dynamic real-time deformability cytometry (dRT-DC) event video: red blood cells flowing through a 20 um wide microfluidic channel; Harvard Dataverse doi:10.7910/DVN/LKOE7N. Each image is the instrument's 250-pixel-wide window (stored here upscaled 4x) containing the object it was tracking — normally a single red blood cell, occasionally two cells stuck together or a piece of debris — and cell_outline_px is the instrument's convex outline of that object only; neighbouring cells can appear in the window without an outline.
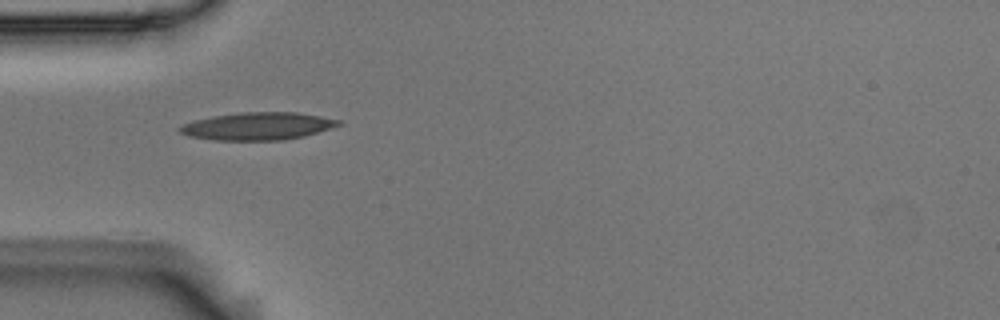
{"species": "Egyptian fruit bat (a non-hibernating species)", "species_latin": "Rousettus aegyptiacus", "temperature_condition": "room temperature", "stored_images_in_passage": 7, "camera_frame_rate_fps": 3000, "um_per_image_px": 0.085, "animal": {"sex": "male"}, "frame": {"image": 1, "passage_image": 1, "time_ms": 0.0, "image_size_px": [1000, 320], "cell_outline_px": [[344, 124], [304, 136], [284, 140], [212, 140], [188, 136], [180, 132], [176, 128], [184, 124], [196, 120], [212, 116], [240, 112], [296, 112], [344, 120]], "centroid_in_image_um": [21.94, 10.72], "position_along_channel_um": 63.1, "area_um2": 25.66}}
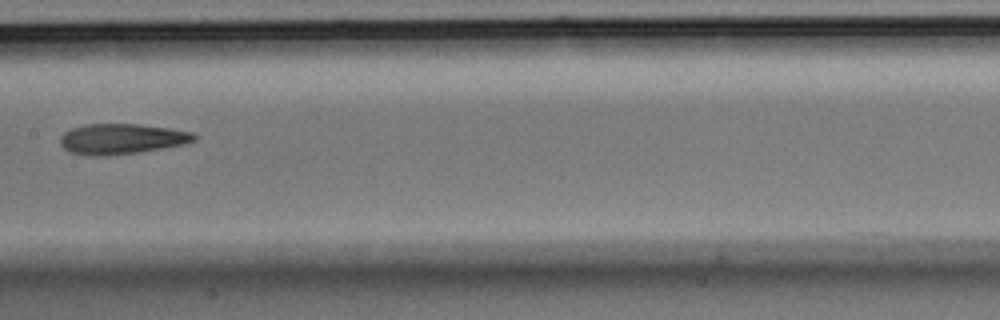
{"frame": {"image": 2, "passage_image": 4, "time_ms": 1.0, "image_size_px": [1000, 320], "cell_outline_px": [[200, 136], [196, 140], [184, 144], [136, 152], [104, 156], [92, 156], [68, 152], [60, 144], [60, 136], [64, 132], [72, 128], [84, 124], [140, 124], [168, 128], [192, 132]], "centroid_in_image_um": [10.32, 11.8], "position_along_channel_um": 197.1, "area_um2": 23.76}}
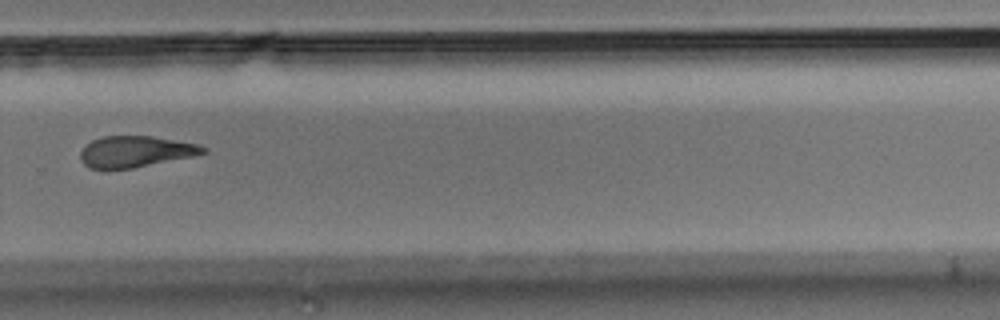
{"frame": {"image": 3, "passage_image": 7, "time_ms": 2.0, "image_size_px": [1000, 320], "cell_outline_px": [[208, 152], [192, 156], [132, 168], [88, 168], [80, 160], [80, 152], [92, 140], [100, 136], [152, 136], [196, 144], [208, 148]], "centroid_in_image_um": [11.5, 12.88], "position_along_channel_um": 318.3, "area_um2": 22.02}}